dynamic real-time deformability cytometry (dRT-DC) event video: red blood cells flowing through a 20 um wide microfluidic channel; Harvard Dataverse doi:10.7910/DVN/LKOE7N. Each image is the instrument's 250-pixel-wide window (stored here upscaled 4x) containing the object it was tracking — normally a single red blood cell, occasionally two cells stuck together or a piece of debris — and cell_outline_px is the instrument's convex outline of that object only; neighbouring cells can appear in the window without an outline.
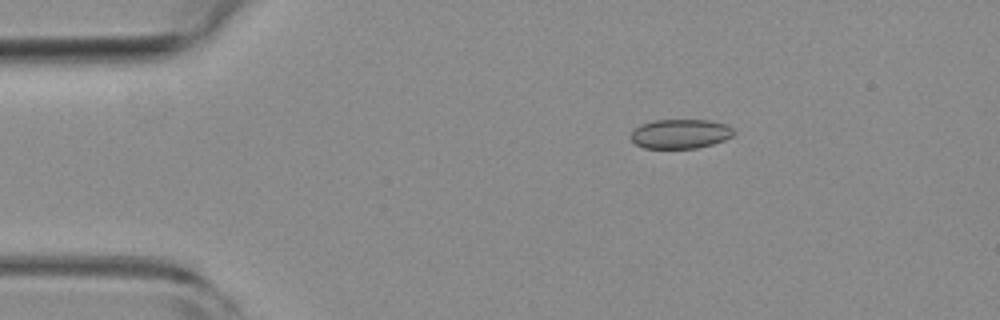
{"species": "common noctule bat (a hibernating species)", "species_latin": "Nyctalus noctula", "temperature_condition": "room temperature", "stored_images_in_passage": 47, "camera_frame_rate_fps": 3000, "um_per_image_px": 0.085, "animal": {"sex": "female", "body_mass_g": 19.3, "forearm_length_mm": 54.1}, "frame": {"image": 1, "passage_image": 3, "time_ms": 0.667, "image_size_px": [1000, 320], "cell_outline_px": [[736, 132], [732, 136], [724, 140], [712, 144], [696, 148], [644, 148], [636, 144], [632, 140], [632, 132], [640, 124], [652, 120], [708, 120], [728, 124]], "centroid_in_image_um": [57.86, 11.37], "position_along_channel_um": 27.1, "area_um2": 17.63}}
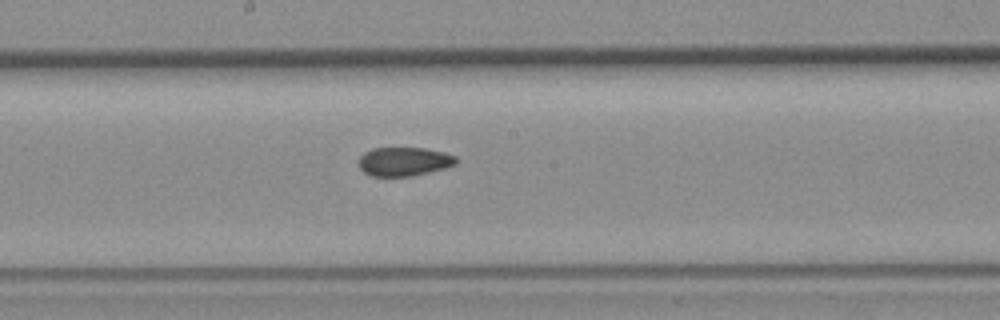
{"frame": {"image": 2, "passage_image": 22, "time_ms": 7.0, "image_size_px": [1000, 320], "cell_outline_px": [[456, 164], [444, 168], [412, 176], [372, 176], [364, 172], [360, 168], [360, 156], [364, 152], [372, 148], [424, 148], [444, 152], [456, 156]], "centroid_in_image_um": [34.34, 13.72], "position_along_channel_um": 213.9, "area_um2": 16.24}}
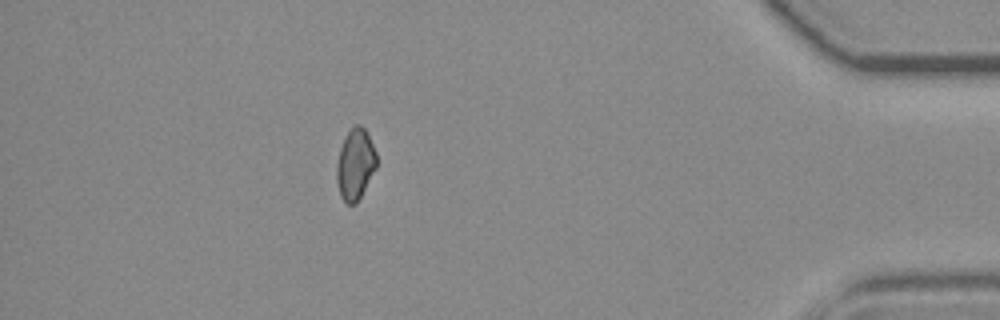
{"frame": {"image": 3, "passage_image": 41, "time_ms": 13.333, "image_size_px": [1000, 320], "cell_outline_px": [[376, 168], [356, 204], [348, 204], [340, 196], [336, 180], [336, 164], [340, 148], [348, 132], [356, 124], [360, 124], [364, 128], [376, 152]], "centroid_in_image_um": [30.18, 13.98], "position_along_channel_um": 405.0, "area_um2": 16.3}, "authors_computed_cell_mechanics": {"area_um2": 17.1666, "velocity_mm_per_s": 3.8467, "shape_relaxation_time_tau1_ms": null, "shape_relaxation_time_tau2_ms": 3.8361, "deformation_change_tau1": null, "deformation_change_tau2": 0.0853}}